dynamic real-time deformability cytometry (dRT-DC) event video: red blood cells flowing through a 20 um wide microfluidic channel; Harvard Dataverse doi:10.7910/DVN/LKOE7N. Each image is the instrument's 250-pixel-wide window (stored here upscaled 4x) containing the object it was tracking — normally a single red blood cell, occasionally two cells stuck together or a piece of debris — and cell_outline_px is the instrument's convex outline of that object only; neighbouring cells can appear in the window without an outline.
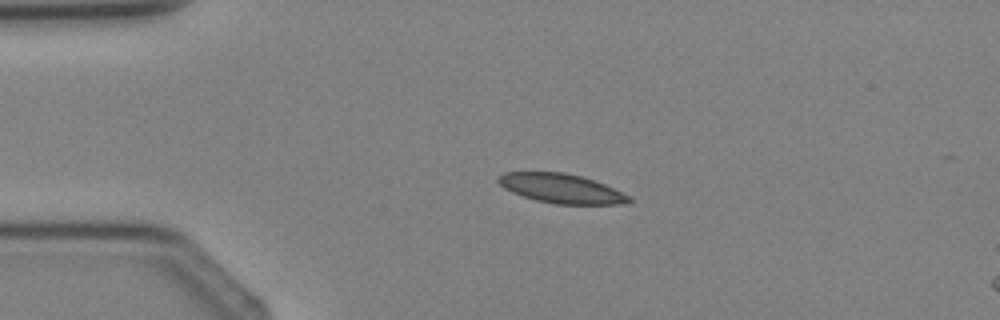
{"species": "Egyptian fruit bat (a non-hibernating species)", "species_latin": "Rousettus aegyptiacus", "temperature_condition": "cold", "stored_images_in_passage": 5, "segment_of_instrument_passage": [1, 2], "camera_frame_rate_fps": 3000, "um_per_image_px": 0.085, "animal": {"sex": "female"}, "frame": {"image": 1, "passage_image": 3, "time_ms": 2.333, "image_size_px": [1000, 320], "cell_outline_px": [[632, 200], [628, 204], [556, 204], [536, 200], [512, 192], [504, 188], [496, 180], [504, 172], [564, 172], [580, 176], [604, 184], [632, 196]], "centroid_in_image_um": [47.75, 16.02], "position_along_channel_um": 37.3, "area_um2": 22.25}}